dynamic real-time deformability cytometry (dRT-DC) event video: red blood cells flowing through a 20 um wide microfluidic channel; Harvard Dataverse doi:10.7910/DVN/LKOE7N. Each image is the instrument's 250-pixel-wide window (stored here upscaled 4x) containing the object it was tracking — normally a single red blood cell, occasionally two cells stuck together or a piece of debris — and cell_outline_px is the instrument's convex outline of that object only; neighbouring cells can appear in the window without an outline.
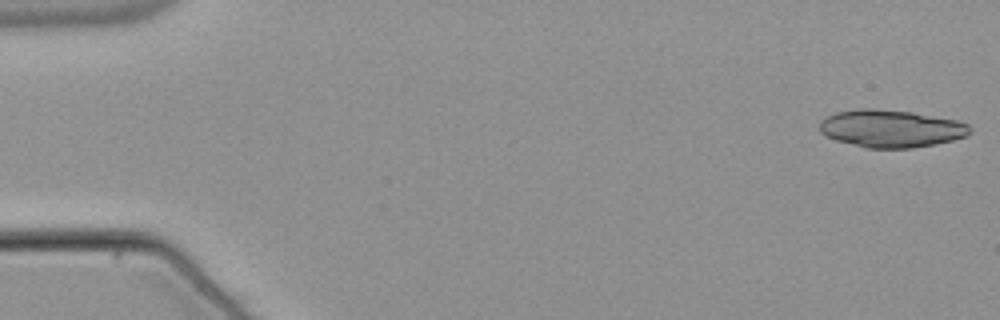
{"species": "common noctule bat (a hibernating species)", "species_latin": "Nyctalus noctula", "temperature_condition": "warm", "stored_images_in_passage": 23, "camera_frame_rate_fps": 3000, "um_per_image_px": 0.085, "animal": {"sex": "male", "body_mass_g": 21.5, "forearm_length_mm": 52.0}, "frame": {"image": 1, "passage_image": 1, "time_ms": 0.0, "image_size_px": [1000, 320], "cell_outline_px": [[972, 132], [968, 136], [936, 144], [912, 148], [864, 148], [836, 140], [824, 136], [820, 132], [820, 120], [836, 112], [860, 108], [872, 108], [912, 112], [956, 120], [968, 124], [972, 128]], "centroid_in_image_um": [75.74, 10.93], "position_along_channel_um": 9.3, "area_um2": 33.12}}
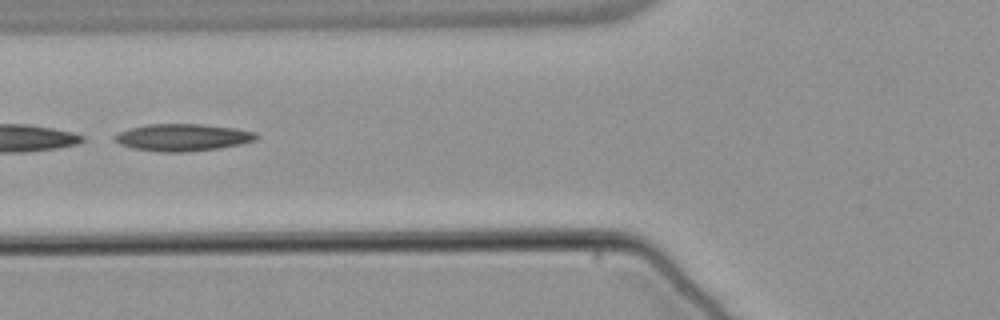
{"frame": {"image": 2, "passage_image": 21, "time_ms": 6.667, "image_size_px": [1000, 320], "cell_outline_px": [[260, 136], [256, 140], [240, 144], [216, 148], [184, 152], [160, 152], [132, 148], [120, 144], [112, 140], [112, 136], [120, 132], [132, 128], [148, 124], [200, 124], [236, 128], [256, 132]], "centroid_in_image_um": [15.52, 11.68], "position_along_channel_um": 110.3, "area_um2": 22.37}}